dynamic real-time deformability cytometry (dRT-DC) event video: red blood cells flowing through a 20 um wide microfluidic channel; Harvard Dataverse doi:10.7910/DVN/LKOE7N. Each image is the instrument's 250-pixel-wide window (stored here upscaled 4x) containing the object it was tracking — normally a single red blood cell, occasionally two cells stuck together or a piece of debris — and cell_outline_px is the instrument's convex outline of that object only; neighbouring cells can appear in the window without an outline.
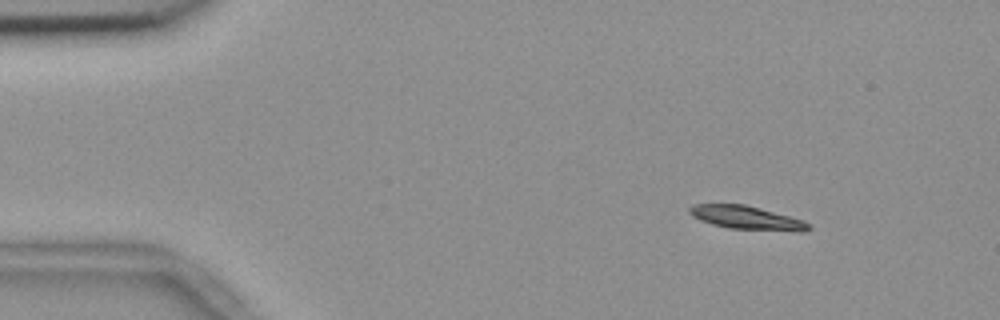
{"species": "common noctule bat (a hibernating species)", "species_latin": "Nyctalus noctula", "temperature_condition": "room temperature", "stored_images_in_passage": 54, "camera_frame_rate_fps": 3000, "um_per_image_px": 0.085, "animal": {"sex": "female", "body_mass_g": 18.4}, "frame": {"image": 1, "passage_image": 6, "time_ms": 1.667, "image_size_px": [1000, 320], "cell_outline_px": [[812, 228], [804, 232], [800, 232], [728, 228], [712, 224], [700, 220], [692, 216], [688, 212], [688, 208], [692, 204], [744, 204], [760, 208], [804, 220]], "centroid_in_image_um": [63.47, 18.51], "position_along_channel_um": 21.5, "area_um2": 16.42}}
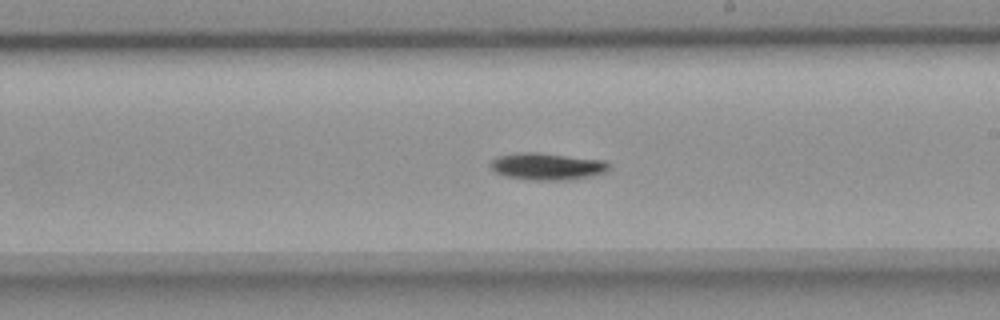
{"frame": {"image": 2, "passage_image": 31, "time_ms": 10.0, "image_size_px": [1000, 320], "cell_outline_px": [[608, 172], [572, 180], [532, 180], [504, 176], [496, 172], [488, 164], [496, 156], [520, 152], [536, 152], [604, 160], [608, 164]], "centroid_in_image_um": [46.49, 14.14], "position_along_channel_um": 242.5, "area_um2": 18.73}}
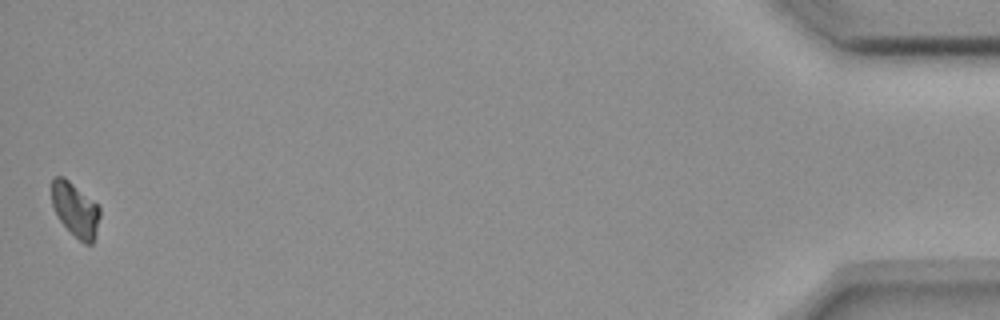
{"frame": {"image": 3, "passage_image": 54, "time_ms": 17.667, "image_size_px": [1000, 320], "cell_outline_px": [[100, 216], [96, 236], [92, 244], [84, 244], [60, 220], [52, 204], [52, 180], [56, 176], [64, 176], [96, 204], [100, 208]], "centroid_in_image_um": [6.42, 17.82], "position_along_channel_um": 428.8, "area_um2": 14.85}, "authors_computed_cell_mechanics": {"area_um2": 16.5886, "velocity_mm_per_s": 3.6435, "shape_relaxation_time_tau1_ms": 4.2641, "shape_relaxation_time_tau2_ms": null, "deformation_change_tau1": 0.092, "deformation_change_tau2": null}}